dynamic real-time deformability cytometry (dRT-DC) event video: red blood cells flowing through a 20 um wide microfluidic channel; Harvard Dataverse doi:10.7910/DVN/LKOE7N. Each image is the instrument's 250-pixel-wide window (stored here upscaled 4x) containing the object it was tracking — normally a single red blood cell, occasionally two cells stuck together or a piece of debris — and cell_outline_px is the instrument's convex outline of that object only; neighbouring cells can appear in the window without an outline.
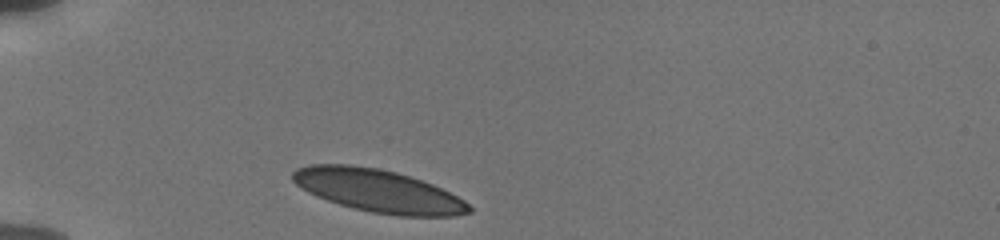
{"species": "human", "species_latin": "Homo sapiens", "temperature_condition": "cold", "stored_images_in_passage": 31, "camera_frame_rate_fps": 3000, "um_per_image_px": 0.085, "donor": {"sex": "male"}, "frame": {"image": 1, "passage_image": 1, "time_ms": 0.0, "image_size_px": [1000, 240], "cell_outline_px": [[472, 212], [452, 216], [396, 216], [372, 212], [352, 208], [316, 196], [300, 188], [292, 180], [292, 172], [296, 168], [308, 164], [348, 164], [376, 168], [396, 172], [432, 184], [464, 200], [472, 208]], "centroid_in_image_um": [32.11, 16.22], "position_along_channel_um": 52.9, "area_um2": 43.81}}
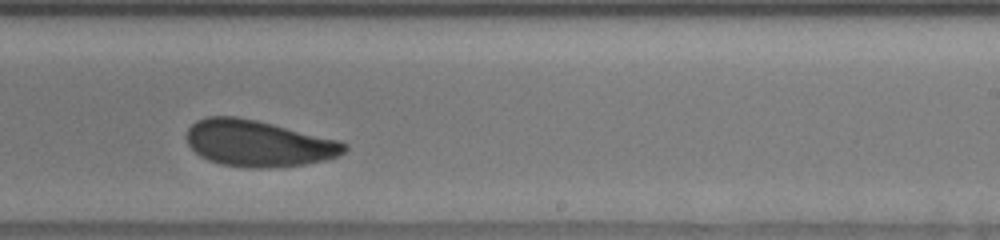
{"frame": {"image": 2, "passage_image": 20, "time_ms": 6.333, "image_size_px": [1000, 240], "cell_outline_px": [[348, 148], [340, 156], [324, 160], [304, 164], [260, 168], [248, 168], [220, 164], [208, 160], [200, 156], [188, 144], [188, 128], [196, 120], [208, 116], [236, 116], [256, 120], [340, 140], [348, 144]], "centroid_in_image_um": [21.97, 12.18], "position_along_channel_um": 267.0, "area_um2": 42.54}}
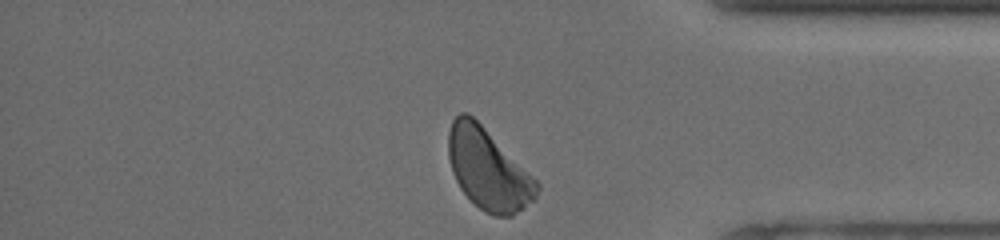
{"frame": {"image": 3, "passage_image": 31, "time_ms": 10.0, "image_size_px": [1000, 240], "cell_outline_px": [[540, 188], [536, 196], [524, 208], [512, 216], [496, 216], [484, 212], [460, 188], [452, 172], [448, 156], [448, 132], [452, 120], [460, 112], [468, 112], [540, 184]], "centroid_in_image_um": [41.47, 14.39], "position_along_channel_um": 393.7, "area_um2": 40.98}, "authors_computed_cell_mechanics": {"area_um2": 43.1188, "velocity_mm_per_s": 3.7821, "shape_relaxation_time_tau1_ms": 2.5978, "shape_relaxation_time_tau2_ms": 3.4252, "deformation_change_tau1": 0.084, "deformation_change_tau2": 0.0744}}